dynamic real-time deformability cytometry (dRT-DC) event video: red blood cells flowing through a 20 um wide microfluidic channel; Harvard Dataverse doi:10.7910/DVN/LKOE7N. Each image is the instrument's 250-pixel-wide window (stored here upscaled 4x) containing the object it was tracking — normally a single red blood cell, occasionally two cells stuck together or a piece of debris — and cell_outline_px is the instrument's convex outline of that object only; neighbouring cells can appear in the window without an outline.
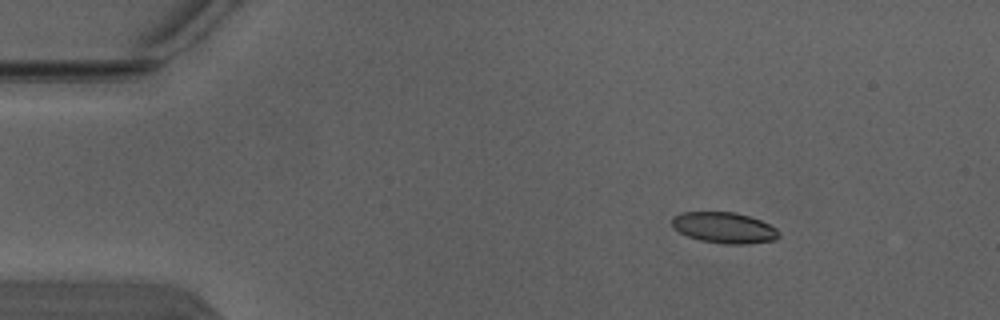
{"species": "Egyptian fruit bat (a non-hibernating species)", "species_latin": "Rousettus aegyptiacus", "temperature_condition": "warm", "stored_images_in_passage": 4, "camera_frame_rate_fps": 3000, "um_per_image_px": 0.085, "animal": {"sex": "male"}, "frame": {"image": 1, "passage_image": 2, "time_ms": 0.333, "image_size_px": [1000, 320], "cell_outline_px": [[780, 236], [776, 240], [744, 244], [724, 244], [700, 240], [688, 236], [672, 228], [672, 216], [680, 212], [736, 212], [760, 220], [776, 228], [780, 232]], "centroid_in_image_um": [61.54, 19.35], "position_along_channel_um": 23.5, "area_um2": 19.36}}